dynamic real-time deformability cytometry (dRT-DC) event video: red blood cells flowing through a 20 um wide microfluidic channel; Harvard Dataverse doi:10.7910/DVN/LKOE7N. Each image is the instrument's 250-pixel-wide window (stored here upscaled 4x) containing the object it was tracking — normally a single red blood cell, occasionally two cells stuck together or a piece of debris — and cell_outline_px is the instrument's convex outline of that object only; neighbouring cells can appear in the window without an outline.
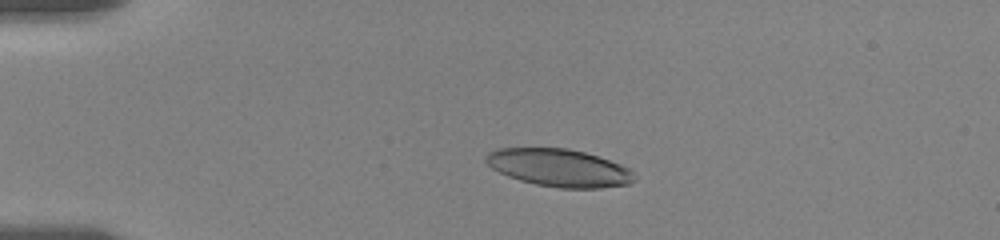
{"species": "human", "species_latin": "Homo sapiens", "temperature_condition": "room temperature", "stored_images_in_passage": 8, "camera_frame_rate_fps": 3000, "um_per_image_px": 0.085, "donor": {"sex": "female"}, "frame": {"image": 1, "passage_image": 6, "time_ms": 3.667, "image_size_px": [1000, 240], "cell_outline_px": [[636, 180], [628, 184], [600, 188], [560, 188], [536, 184], [520, 180], [508, 176], [492, 168], [484, 160], [484, 156], [488, 152], [496, 148], [568, 148], [584, 152], [632, 168]], "centroid_in_image_um": [47.52, 14.26], "position_along_channel_um": 37.5, "area_um2": 32.6}}
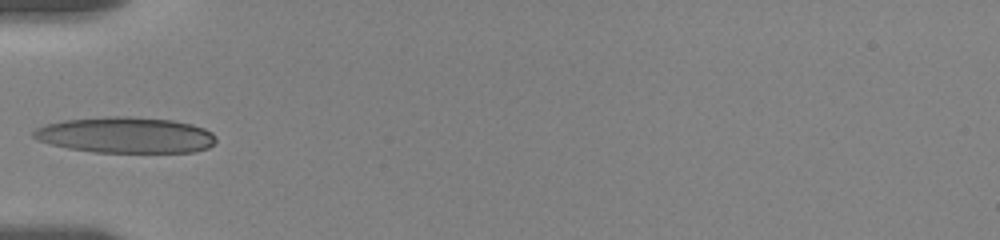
{"frame": {"image": 2, "passage_image": 8, "time_ms": 6.0, "image_size_px": [1000, 240], "cell_outline_px": [[216, 140], [208, 148], [192, 152], [92, 152], [68, 148], [36, 140], [32, 136], [32, 132], [36, 128], [44, 124], [64, 120], [108, 116], [132, 116], [172, 120], [192, 124], [204, 128], [212, 132], [216, 136]], "centroid_in_image_um": [10.67, 11.47], "position_along_channel_um": 74.3, "area_um2": 38.44}}